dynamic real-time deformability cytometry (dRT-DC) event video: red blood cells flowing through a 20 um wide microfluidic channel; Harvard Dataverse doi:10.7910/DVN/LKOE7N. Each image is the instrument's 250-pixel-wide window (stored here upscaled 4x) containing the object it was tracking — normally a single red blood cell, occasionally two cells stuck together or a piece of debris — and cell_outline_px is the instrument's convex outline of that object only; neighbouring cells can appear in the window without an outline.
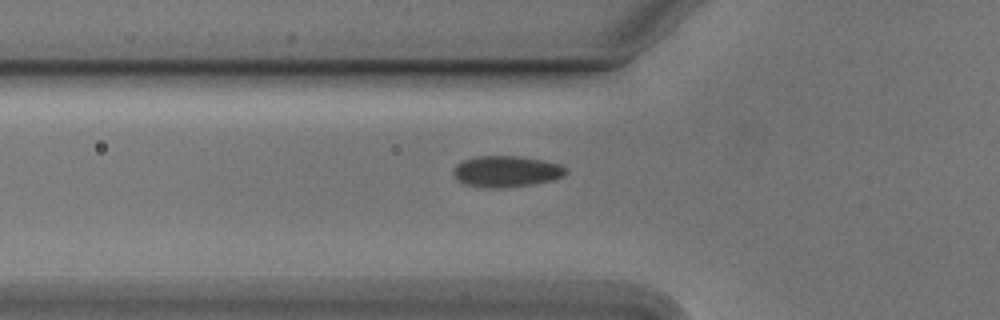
{"species": "Egyptian fruit bat (a non-hibernating species)", "species_latin": "Rousettus aegyptiacus", "temperature_condition": "cold", "stored_images_in_passage": 30, "camera_frame_rate_fps": 3000, "um_per_image_px": 0.085, "animal": {"sex": "male"}, "frame": {"image": 1, "passage_image": 2, "time_ms": 0.333, "image_size_px": [1000, 320], "cell_outline_px": [[568, 172], [564, 176], [552, 180], [532, 184], [500, 188], [492, 188], [464, 184], [456, 180], [452, 172], [456, 164], [464, 160], [476, 156], [520, 156], [544, 160], [560, 164], [568, 168]], "centroid_in_image_um": [43.05, 14.56], "position_along_channel_um": 82.7, "area_um2": 20.63}}
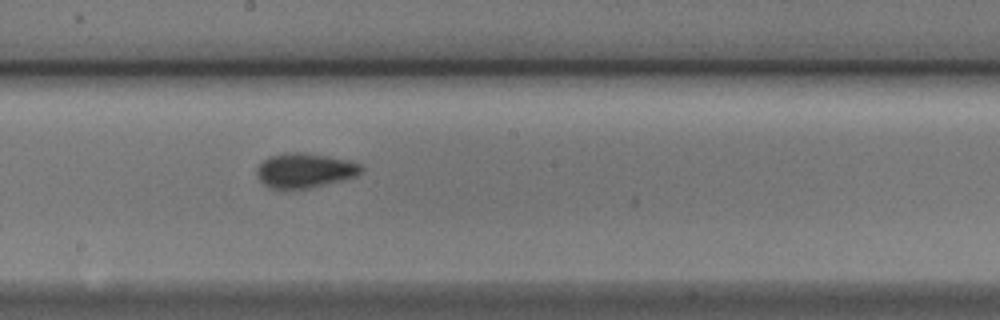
{"frame": {"image": 2, "passage_image": 13, "time_ms": 4.0, "image_size_px": [1000, 320], "cell_outline_px": [[364, 168], [356, 176], [308, 188], [268, 188], [256, 176], [256, 168], [268, 156], [288, 152], [304, 152], [344, 160], [360, 164]], "centroid_in_image_um": [25.84, 14.48], "position_along_channel_um": 222.4, "area_um2": 20.69}}
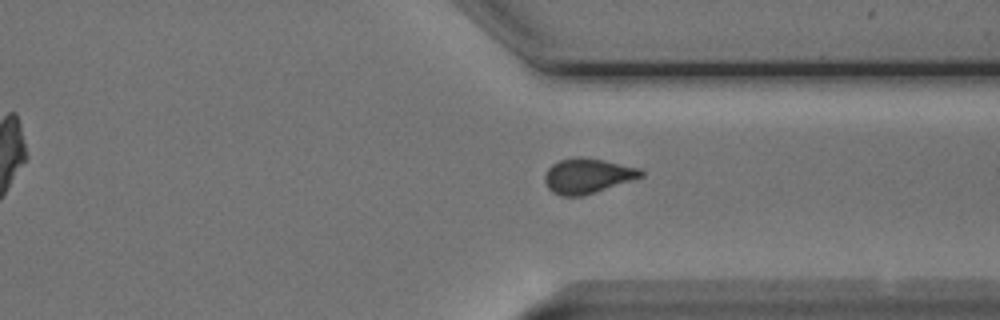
{"frame": {"image": 3, "passage_image": 24, "time_ms": 7.667, "image_size_px": [1000, 320], "cell_outline_px": [[644, 176], [580, 196], [560, 196], [552, 192], [548, 188], [544, 180], [544, 176], [548, 168], [552, 164], [560, 160], [576, 156], [584, 156], [604, 160], [640, 168], [644, 172]], "centroid_in_image_um": [49.91, 14.92], "position_along_channel_um": 361.5, "area_um2": 19.54}}